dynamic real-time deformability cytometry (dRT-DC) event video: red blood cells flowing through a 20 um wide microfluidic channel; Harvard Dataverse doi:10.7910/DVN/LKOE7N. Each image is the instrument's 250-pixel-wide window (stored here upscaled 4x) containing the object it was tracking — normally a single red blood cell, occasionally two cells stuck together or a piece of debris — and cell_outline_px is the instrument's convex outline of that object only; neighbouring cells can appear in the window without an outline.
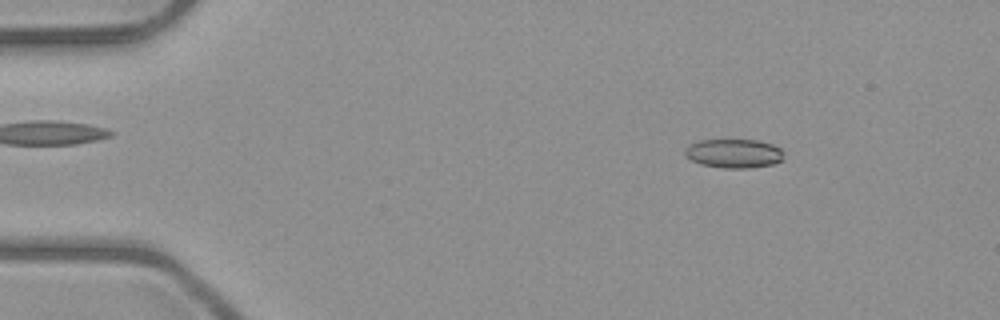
{"species": "common noctule bat (a hibernating species)", "species_latin": "Nyctalus noctula", "temperature_condition": "room temperature", "stored_images_in_passage": 51, "camera_frame_rate_fps": 3000, "um_per_image_px": 0.085, "animal": {"sex": "male", "body_mass_g": 23.1, "forearm_length_mm": 52.7}, "frame": {"image": 1, "passage_image": 7, "time_ms": 2.0, "image_size_px": [1000, 320], "cell_outline_px": [[784, 160], [772, 164], [748, 168], [724, 168], [700, 164], [684, 156], [684, 148], [688, 144], [700, 140], [756, 140], [772, 144], [780, 148], [784, 152]], "centroid_in_image_um": [62.36, 13.04], "position_along_channel_um": 22.6, "area_um2": 16.88}}
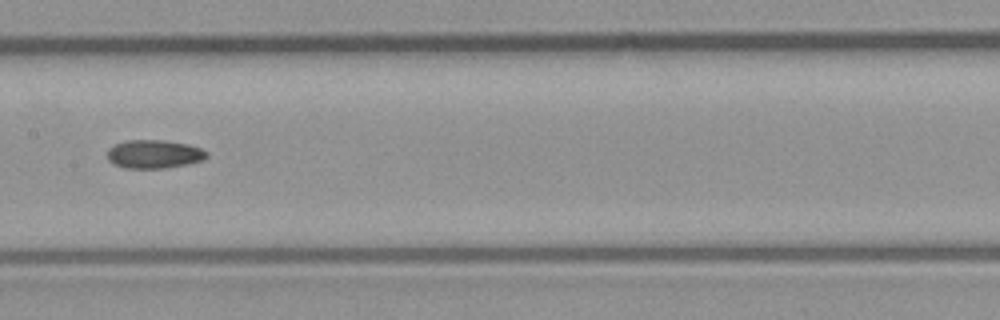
{"frame": {"image": 2, "passage_image": 26, "time_ms": 8.333, "image_size_px": [1000, 320], "cell_outline_px": [[208, 156], [204, 160], [188, 164], [164, 168], [124, 168], [112, 164], [108, 160], [108, 148], [116, 144], [128, 140], [164, 140], [188, 144], [200, 148], [208, 152]], "centroid_in_image_um": [13.1, 13.1], "position_along_channel_um": 194.3, "area_um2": 16.59}}
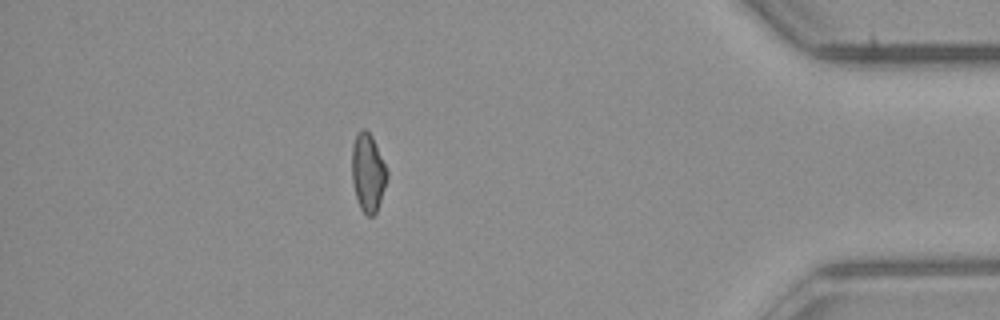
{"frame": {"image": 3, "passage_image": 45, "time_ms": 14.667, "image_size_px": [1000, 320], "cell_outline_px": [[388, 176], [376, 212], [372, 216], [368, 216], [360, 208], [356, 196], [352, 180], [352, 144], [356, 136], [364, 128], [372, 136], [388, 172]], "centroid_in_image_um": [31.27, 14.67], "position_along_channel_um": 403.9, "area_um2": 15.66}, "authors_computed_cell_mechanics": {"area_um2": 16.3574, "velocity_mm_per_s": 4.0265, "shape_relaxation_time_tau1_ms": null, "shape_relaxation_time_tau2_ms": 8.1704, "deformation_change_tau1": null, "deformation_change_tau2": 0.1525}}